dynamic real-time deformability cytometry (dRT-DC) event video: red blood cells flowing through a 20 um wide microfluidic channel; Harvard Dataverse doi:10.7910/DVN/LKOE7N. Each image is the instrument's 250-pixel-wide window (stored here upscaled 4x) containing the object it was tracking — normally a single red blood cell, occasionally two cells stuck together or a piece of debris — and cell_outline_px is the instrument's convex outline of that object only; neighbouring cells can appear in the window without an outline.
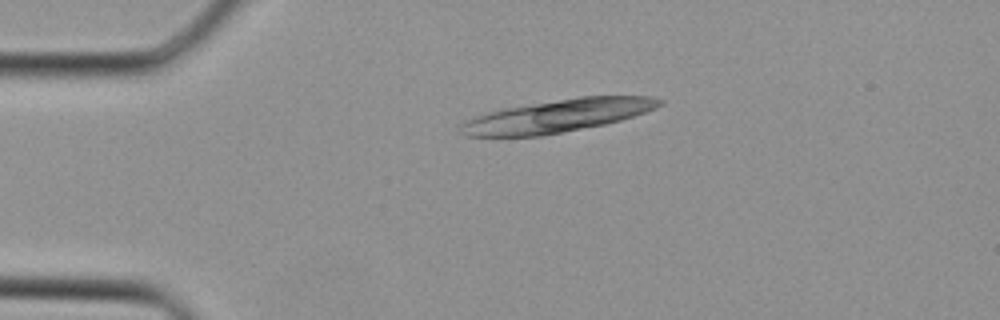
{"species": "Egyptian fruit bat (a non-hibernating species)", "species_latin": "Rousettus aegyptiacus", "temperature_condition": "cold", "stored_images_in_passage": 27, "segment_of_instrument_passage": [1, 2], "camera_frame_rate_fps": 3000, "um_per_image_px": 0.085, "animal": {"sex": "female"}, "frame": {"image": 1, "passage_image": 2, "time_ms": 0.333, "image_size_px": [1000, 320], "cell_outline_px": [[664, 104], [656, 108], [620, 120], [604, 124], [540, 136], [464, 136], [460, 132], [460, 124], [464, 120], [500, 108], [580, 96], [652, 96], [664, 100]], "centroid_in_image_um": [47.36, 9.84], "position_along_channel_um": 37.6, "area_um2": 37.97}}